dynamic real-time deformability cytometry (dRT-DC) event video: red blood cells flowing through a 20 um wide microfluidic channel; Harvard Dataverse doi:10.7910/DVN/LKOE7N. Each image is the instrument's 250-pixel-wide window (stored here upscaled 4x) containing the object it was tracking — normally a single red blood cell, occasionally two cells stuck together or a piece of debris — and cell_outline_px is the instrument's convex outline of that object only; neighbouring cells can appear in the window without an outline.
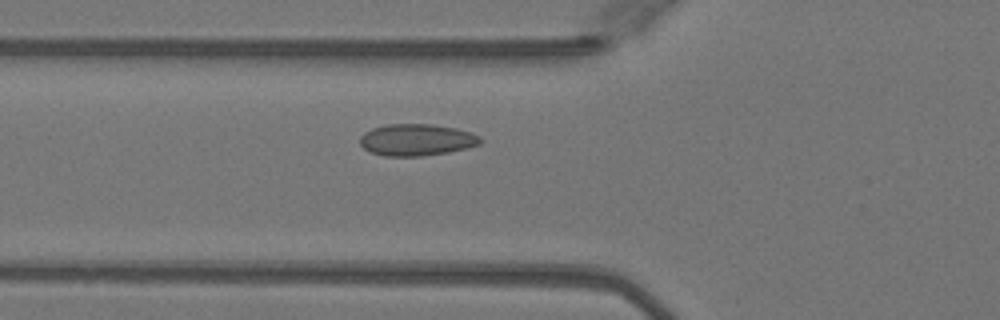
{"species": "Egyptian fruit bat (a non-hibernating species)", "species_latin": "Rousettus aegyptiacus", "temperature_condition": "warm", "stored_images_in_passage": 35, "camera_frame_rate_fps": 3000, "um_per_image_px": 0.085, "animal": {"sex": "female"}, "frame": {"image": 1, "passage_image": 10, "time_ms": 3.0, "image_size_px": [1000, 320], "cell_outline_px": [[480, 144], [448, 152], [420, 156], [384, 156], [372, 152], [364, 148], [360, 144], [360, 136], [364, 132], [372, 128], [388, 124], [432, 124], [456, 128], [472, 132], [480, 136]], "centroid_in_image_um": [35.39, 11.88], "position_along_channel_um": 90.4, "area_um2": 22.2}}
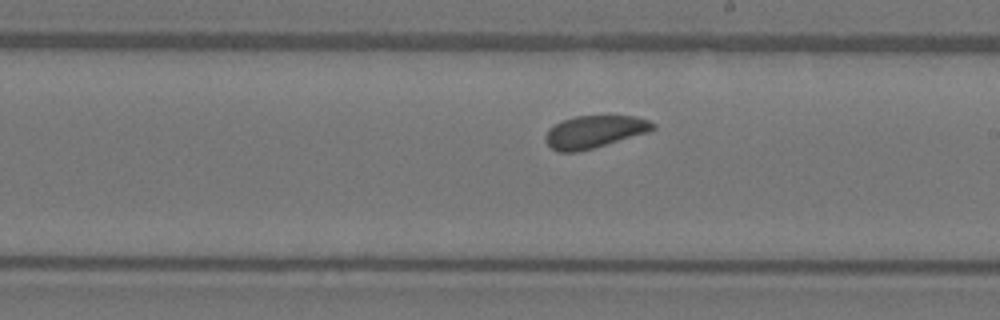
{"frame": {"image": 2, "passage_image": 21, "time_ms": 6.667, "image_size_px": [1000, 320], "cell_outline_px": [[656, 128], [652, 132], [592, 148], [576, 152], [560, 152], [552, 148], [544, 140], [544, 136], [548, 128], [564, 120], [576, 116], [636, 116], [648, 120], [656, 124]], "centroid_in_image_um": [50.57, 11.2], "position_along_channel_um": 238.4, "area_um2": 20.4}}
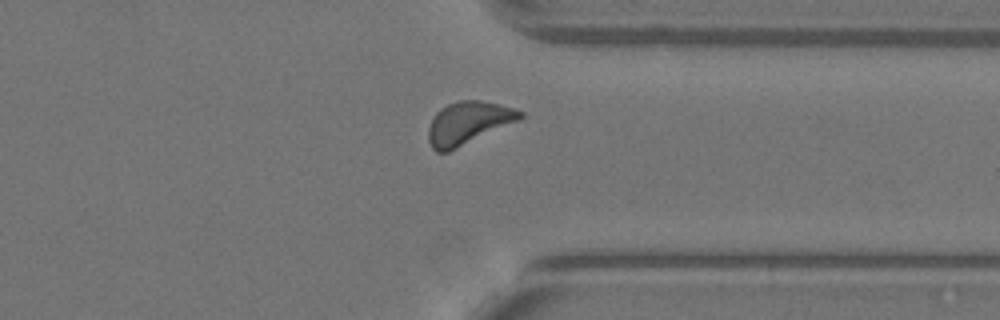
{"frame": {"image": 3, "passage_image": 31, "time_ms": 10.0, "image_size_px": [1000, 320], "cell_outline_px": [[524, 116], [520, 120], [448, 152], [436, 152], [432, 148], [428, 140], [428, 128], [436, 112], [440, 108], [448, 104], [460, 100], [480, 100], [512, 108], [524, 112]], "centroid_in_image_um": [39.78, 10.46], "position_along_channel_um": 371.6, "area_um2": 22.72}, "authors_computed_cell_mechanics": {"area_um2": 20.9814, "velocity_mm_per_s": 4.0324, "shape_relaxation_time_tau1_ms": 2.1596, "shape_relaxation_time_tau2_ms": 3.5662, "deformation_change_tau1": 0.0396, "deformation_change_tau2": 0.0808}}